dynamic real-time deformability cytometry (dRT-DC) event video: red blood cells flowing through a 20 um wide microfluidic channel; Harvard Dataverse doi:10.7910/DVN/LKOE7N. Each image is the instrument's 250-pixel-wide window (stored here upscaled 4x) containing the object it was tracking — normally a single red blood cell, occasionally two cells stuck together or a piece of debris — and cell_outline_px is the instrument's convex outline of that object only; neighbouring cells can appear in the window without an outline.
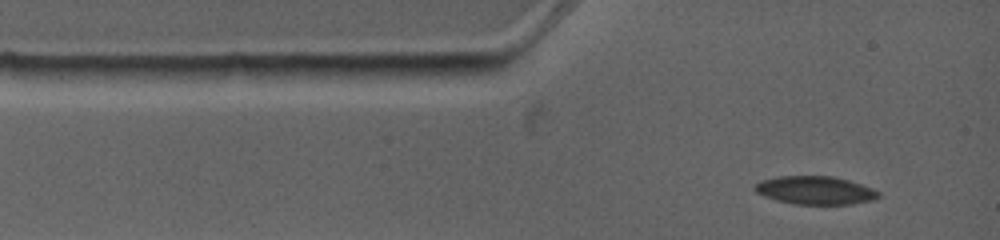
{"species": "common noctule bat (a hibernating species)", "species_latin": "Nyctalus noctula", "temperature_condition": "warm", "stored_images_in_passage": 3, "camera_frame_rate_fps": 4500, "um_per_image_px": 0.085, "animal": {"sex": "female", "body_mass_g": 19.0, "forearm_length_mm": 53.3}, "frame": {"image": 1, "passage_image": 1, "time_ms": 0.0, "image_size_px": [1000, 240], "cell_outline_px": [[880, 196], [872, 200], [852, 204], [792, 204], [776, 200], [764, 196], [756, 192], [752, 188], [756, 184], [764, 180], [780, 176], [832, 176], [848, 180], [872, 188], [880, 192]], "centroid_in_image_um": [69.29, 16.18], "position_along_channel_um": 15.7, "area_um2": 20.23}}
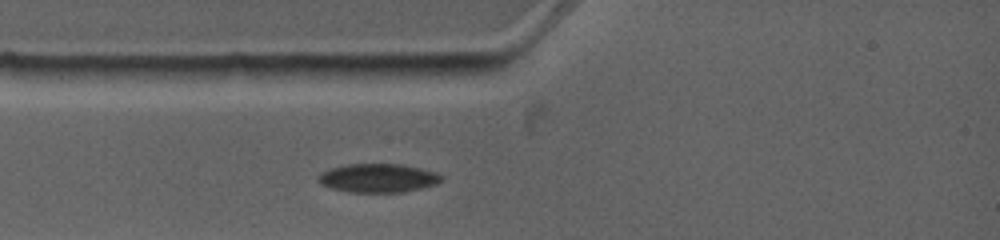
{"frame": {"image": 2, "passage_image": 3, "time_ms": 1.556, "image_size_px": [1000, 240], "cell_outline_px": [[444, 180], [436, 184], [404, 192], [348, 192], [332, 188], [320, 184], [316, 180], [316, 176], [320, 172], [328, 168], [344, 164], [400, 164], [420, 168], [436, 172], [444, 176]], "centroid_in_image_um": [32.09, 15.13], "position_along_channel_um": 52.9, "area_um2": 20.92}}